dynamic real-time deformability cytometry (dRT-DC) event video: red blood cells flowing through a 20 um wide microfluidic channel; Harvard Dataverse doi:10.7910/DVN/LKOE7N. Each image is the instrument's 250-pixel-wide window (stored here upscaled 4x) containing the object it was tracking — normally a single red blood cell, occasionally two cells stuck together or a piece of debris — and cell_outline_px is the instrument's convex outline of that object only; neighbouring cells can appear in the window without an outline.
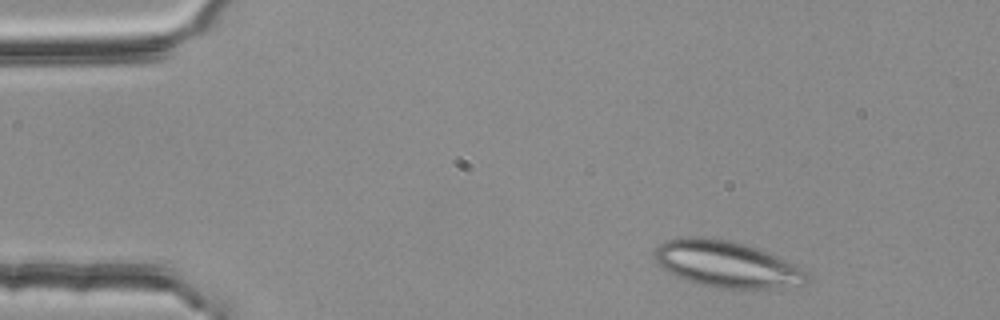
{"species": "common noctule bat (a hibernating species)", "species_latin": "Nyctalus noctula", "temperature_condition": "room temperature", "stored_images_in_passage": 2, "segment_of_instrument_passage": [2, 2], "camera_frame_rate_fps": 3000, "um_per_image_px": 0.085, "animal": {"sex": "female", "body_mass_g": 25.1}, "frame": {"image": 1, "passage_image": 2, "time_ms": 0.333, "image_size_px": [1000, 320], "cell_outline_px": [[808, 280], [804, 284], [772, 288], [720, 288], [700, 284], [676, 276], [668, 272], [656, 264], [656, 248], [660, 244], [668, 240], [692, 236], [704, 236], [728, 240], [744, 244], [768, 252], [796, 264], [808, 276]], "centroid_in_image_um": [61.76, 22.45], "position_along_channel_um": 23.2, "area_um2": 40.75}}